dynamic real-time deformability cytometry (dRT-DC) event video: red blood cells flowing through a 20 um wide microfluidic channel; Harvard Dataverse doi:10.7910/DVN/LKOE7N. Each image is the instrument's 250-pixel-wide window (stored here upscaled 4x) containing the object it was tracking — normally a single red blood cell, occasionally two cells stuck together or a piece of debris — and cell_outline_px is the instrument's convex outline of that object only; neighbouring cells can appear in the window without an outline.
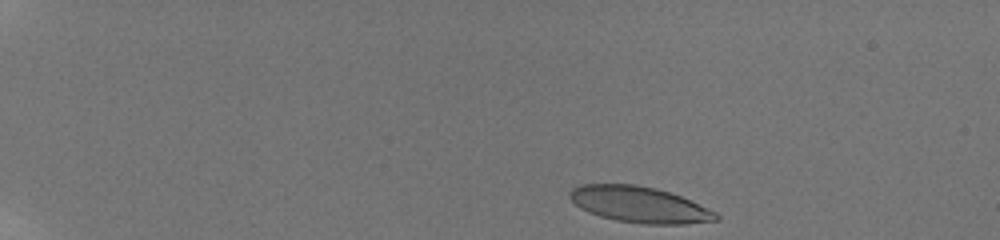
{"species": "human", "species_latin": "Homo sapiens", "temperature_condition": "room temperature", "stored_images_in_passage": 86, "camera_frame_rate_fps": 3000, "um_per_image_px": 0.085, "donor": {"sex": "male"}, "frame": {"image": 1, "passage_image": 1, "time_ms": 0.0, "image_size_px": [1000, 240], "cell_outline_px": [[720, 220], [684, 224], [644, 224], [616, 220], [600, 216], [588, 212], [580, 208], [568, 196], [568, 192], [572, 188], [580, 184], [636, 184], [656, 188], [680, 196], [716, 212], [720, 216]], "centroid_in_image_um": [54.33, 17.39], "position_along_channel_um": 30.7, "area_um2": 30.69}}
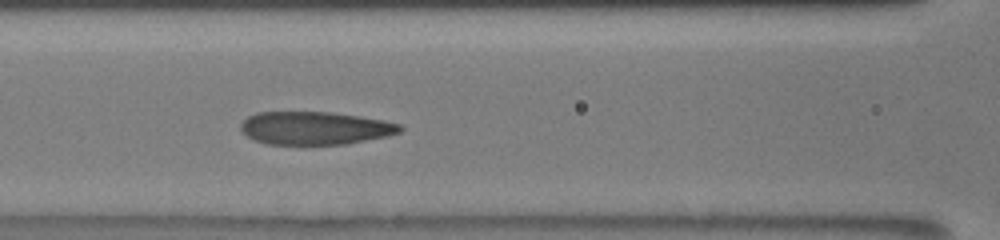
{"frame": {"image": 2, "passage_image": 26, "time_ms": 6.0, "image_size_px": [1000, 240], "cell_outline_px": [[404, 128], [400, 132], [388, 136], [348, 144], [268, 144], [256, 140], [248, 136], [240, 128], [240, 124], [248, 116], [256, 112], [332, 112], [384, 120], [400, 124]], "centroid_in_image_um": [26.81, 10.88], "position_along_channel_um": 139.8, "area_um2": 30.63}}
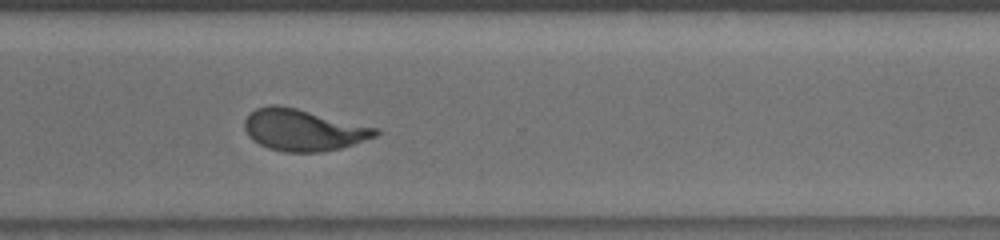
{"frame": {"image": 3, "passage_image": 54, "time_ms": 11.333, "image_size_px": [1000, 240], "cell_outline_px": [[380, 132], [376, 136], [340, 148], [320, 152], [284, 152], [268, 148], [252, 140], [248, 136], [244, 128], [244, 120], [256, 108], [268, 104], [280, 104], [380, 128]], "centroid_in_image_um": [25.76, 11.03], "position_along_channel_um": 344.8, "area_um2": 31.91}, "authors_computed_cell_mechanics": {"area_um2": 31.6166, "velocity_mm_per_s": 3.8539, "shape_relaxation_time_tau1_ms": 5.4889, "shape_relaxation_time_tau2_ms": 0.9768, "deformation_change_tau1": 0.2003, "deformation_change_tau2": 0.0965}}